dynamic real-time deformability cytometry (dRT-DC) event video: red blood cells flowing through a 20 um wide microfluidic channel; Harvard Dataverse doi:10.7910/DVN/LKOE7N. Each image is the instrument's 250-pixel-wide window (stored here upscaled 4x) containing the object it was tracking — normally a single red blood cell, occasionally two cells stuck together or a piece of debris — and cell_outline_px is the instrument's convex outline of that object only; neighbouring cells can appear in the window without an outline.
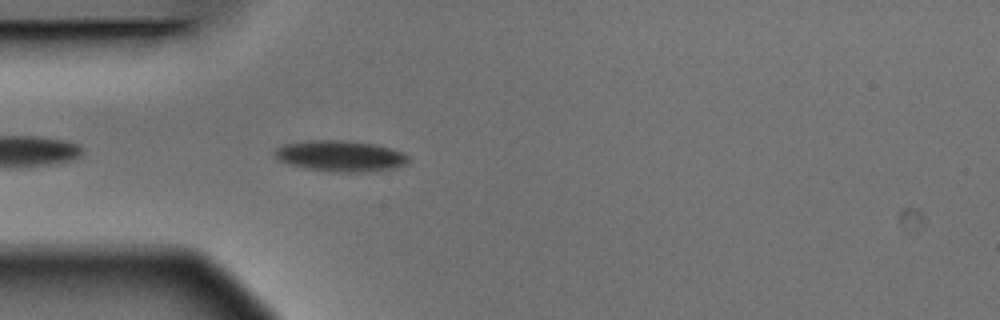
{"species": "Egyptian fruit bat (a non-hibernating species)", "species_latin": "Rousettus aegyptiacus", "temperature_condition": "warm", "stored_images_in_passage": 4, "camera_frame_rate_fps": 3000, "um_per_image_px": 0.085, "animal": {"sex": "male"}, "frame": {"image": 1, "passage_image": 4, "time_ms": 1.0, "image_size_px": [1000, 320], "cell_outline_px": [[408, 160], [404, 164], [396, 168], [364, 172], [332, 172], [304, 168], [288, 164], [276, 160], [272, 152], [276, 148], [284, 144], [308, 140], [340, 140], [376, 144], [392, 148], [404, 152], [408, 156]], "centroid_in_image_um": [28.89, 13.26], "position_along_channel_um": 56.1, "area_um2": 24.45}}